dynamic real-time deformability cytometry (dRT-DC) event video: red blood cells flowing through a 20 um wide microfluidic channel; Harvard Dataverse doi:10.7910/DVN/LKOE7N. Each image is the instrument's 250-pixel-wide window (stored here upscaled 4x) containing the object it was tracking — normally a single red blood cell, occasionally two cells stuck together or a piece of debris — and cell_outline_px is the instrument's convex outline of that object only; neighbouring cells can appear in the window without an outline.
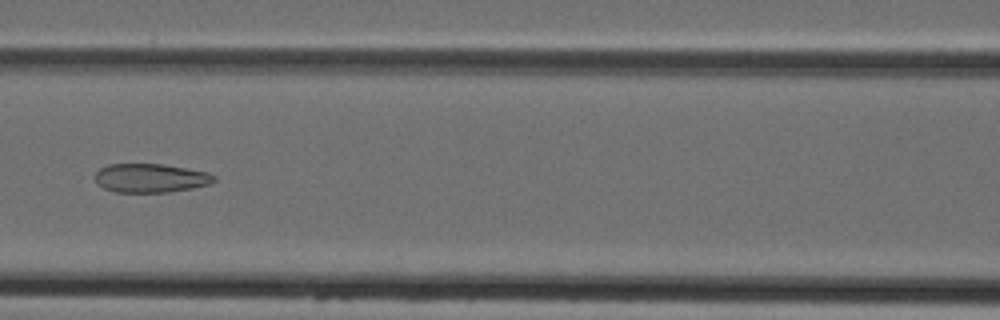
{"species": "Egyptian fruit bat (a non-hibernating species)", "species_latin": "Rousettus aegyptiacus", "temperature_condition": "cold", "stored_images_in_passage": 5, "camera_frame_rate_fps": 3000, "um_per_image_px": 0.085, "animal": {"sex": "female"}, "frame": {"image": 1, "passage_image": 5, "time_ms": 4.667, "image_size_px": [1000, 320], "cell_outline_px": [[216, 180], [208, 184], [192, 188], [168, 192], [116, 192], [104, 188], [96, 184], [96, 172], [100, 168], [108, 164], [164, 164], [208, 172], [216, 176]], "centroid_in_image_um": [12.8, 15.13], "position_along_channel_um": 153.8, "area_um2": 20.0}}